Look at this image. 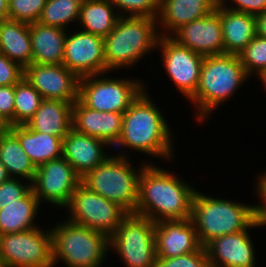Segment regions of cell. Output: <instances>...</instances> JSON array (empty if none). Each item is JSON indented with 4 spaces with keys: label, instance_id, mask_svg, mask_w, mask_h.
<instances>
[{
    "label": "cell",
    "instance_id": "cell-43",
    "mask_svg": "<svg viewBox=\"0 0 266 267\" xmlns=\"http://www.w3.org/2000/svg\"><path fill=\"white\" fill-rule=\"evenodd\" d=\"M11 177L9 176L4 164L0 161V184L7 181Z\"/></svg>",
    "mask_w": 266,
    "mask_h": 267
},
{
    "label": "cell",
    "instance_id": "cell-37",
    "mask_svg": "<svg viewBox=\"0 0 266 267\" xmlns=\"http://www.w3.org/2000/svg\"><path fill=\"white\" fill-rule=\"evenodd\" d=\"M24 76V68L0 52V86H11Z\"/></svg>",
    "mask_w": 266,
    "mask_h": 267
},
{
    "label": "cell",
    "instance_id": "cell-27",
    "mask_svg": "<svg viewBox=\"0 0 266 267\" xmlns=\"http://www.w3.org/2000/svg\"><path fill=\"white\" fill-rule=\"evenodd\" d=\"M40 207L32 189L16 203L5 205L0 209V235L28 231L40 226L35 223Z\"/></svg>",
    "mask_w": 266,
    "mask_h": 267
},
{
    "label": "cell",
    "instance_id": "cell-12",
    "mask_svg": "<svg viewBox=\"0 0 266 267\" xmlns=\"http://www.w3.org/2000/svg\"><path fill=\"white\" fill-rule=\"evenodd\" d=\"M80 182L81 178L73 167L64 157H60L36 167L31 189L40 204L46 202L57 208H65Z\"/></svg>",
    "mask_w": 266,
    "mask_h": 267
},
{
    "label": "cell",
    "instance_id": "cell-26",
    "mask_svg": "<svg viewBox=\"0 0 266 267\" xmlns=\"http://www.w3.org/2000/svg\"><path fill=\"white\" fill-rule=\"evenodd\" d=\"M9 129L18 137L22 148L35 167L62 157L63 138L34 131L26 124L12 126Z\"/></svg>",
    "mask_w": 266,
    "mask_h": 267
},
{
    "label": "cell",
    "instance_id": "cell-17",
    "mask_svg": "<svg viewBox=\"0 0 266 267\" xmlns=\"http://www.w3.org/2000/svg\"><path fill=\"white\" fill-rule=\"evenodd\" d=\"M178 44L204 57L224 54V41L219 13L183 25L171 36Z\"/></svg>",
    "mask_w": 266,
    "mask_h": 267
},
{
    "label": "cell",
    "instance_id": "cell-34",
    "mask_svg": "<svg viewBox=\"0 0 266 267\" xmlns=\"http://www.w3.org/2000/svg\"><path fill=\"white\" fill-rule=\"evenodd\" d=\"M120 16L157 19L160 0H110Z\"/></svg>",
    "mask_w": 266,
    "mask_h": 267
},
{
    "label": "cell",
    "instance_id": "cell-4",
    "mask_svg": "<svg viewBox=\"0 0 266 267\" xmlns=\"http://www.w3.org/2000/svg\"><path fill=\"white\" fill-rule=\"evenodd\" d=\"M160 37L156 19L120 16L104 38L106 73L135 66L147 54L157 51Z\"/></svg>",
    "mask_w": 266,
    "mask_h": 267
},
{
    "label": "cell",
    "instance_id": "cell-45",
    "mask_svg": "<svg viewBox=\"0 0 266 267\" xmlns=\"http://www.w3.org/2000/svg\"><path fill=\"white\" fill-rule=\"evenodd\" d=\"M9 126L3 121V119L0 117V134L2 132H5Z\"/></svg>",
    "mask_w": 266,
    "mask_h": 267
},
{
    "label": "cell",
    "instance_id": "cell-2",
    "mask_svg": "<svg viewBox=\"0 0 266 267\" xmlns=\"http://www.w3.org/2000/svg\"><path fill=\"white\" fill-rule=\"evenodd\" d=\"M145 88L123 113L122 133L113 146L123 149L139 151L150 157L171 161L175 158L172 144L174 140L170 124L164 118L159 106Z\"/></svg>",
    "mask_w": 266,
    "mask_h": 267
},
{
    "label": "cell",
    "instance_id": "cell-23",
    "mask_svg": "<svg viewBox=\"0 0 266 267\" xmlns=\"http://www.w3.org/2000/svg\"><path fill=\"white\" fill-rule=\"evenodd\" d=\"M32 43V63L39 65L63 64L67 30L33 22L29 24Z\"/></svg>",
    "mask_w": 266,
    "mask_h": 267
},
{
    "label": "cell",
    "instance_id": "cell-10",
    "mask_svg": "<svg viewBox=\"0 0 266 267\" xmlns=\"http://www.w3.org/2000/svg\"><path fill=\"white\" fill-rule=\"evenodd\" d=\"M0 267H53L51 228L0 235Z\"/></svg>",
    "mask_w": 266,
    "mask_h": 267
},
{
    "label": "cell",
    "instance_id": "cell-18",
    "mask_svg": "<svg viewBox=\"0 0 266 267\" xmlns=\"http://www.w3.org/2000/svg\"><path fill=\"white\" fill-rule=\"evenodd\" d=\"M157 258H173L198 251L199 241L191 218L155 223Z\"/></svg>",
    "mask_w": 266,
    "mask_h": 267
},
{
    "label": "cell",
    "instance_id": "cell-11",
    "mask_svg": "<svg viewBox=\"0 0 266 267\" xmlns=\"http://www.w3.org/2000/svg\"><path fill=\"white\" fill-rule=\"evenodd\" d=\"M64 209L69 211L67 220L106 234L108 237L128 215L118 204L90 190L82 182L78 184Z\"/></svg>",
    "mask_w": 266,
    "mask_h": 267
},
{
    "label": "cell",
    "instance_id": "cell-25",
    "mask_svg": "<svg viewBox=\"0 0 266 267\" xmlns=\"http://www.w3.org/2000/svg\"><path fill=\"white\" fill-rule=\"evenodd\" d=\"M0 52L22 68L32 64L29 23L3 19L0 22Z\"/></svg>",
    "mask_w": 266,
    "mask_h": 267
},
{
    "label": "cell",
    "instance_id": "cell-24",
    "mask_svg": "<svg viewBox=\"0 0 266 267\" xmlns=\"http://www.w3.org/2000/svg\"><path fill=\"white\" fill-rule=\"evenodd\" d=\"M72 104L63 100L44 99L26 125L34 131L64 138L72 129Z\"/></svg>",
    "mask_w": 266,
    "mask_h": 267
},
{
    "label": "cell",
    "instance_id": "cell-22",
    "mask_svg": "<svg viewBox=\"0 0 266 267\" xmlns=\"http://www.w3.org/2000/svg\"><path fill=\"white\" fill-rule=\"evenodd\" d=\"M215 10L220 16L224 54L239 55L257 35L255 16L228 9L219 1Z\"/></svg>",
    "mask_w": 266,
    "mask_h": 267
},
{
    "label": "cell",
    "instance_id": "cell-14",
    "mask_svg": "<svg viewBox=\"0 0 266 267\" xmlns=\"http://www.w3.org/2000/svg\"><path fill=\"white\" fill-rule=\"evenodd\" d=\"M78 29L67 31L63 65L79 78L106 73L104 38Z\"/></svg>",
    "mask_w": 266,
    "mask_h": 267
},
{
    "label": "cell",
    "instance_id": "cell-8",
    "mask_svg": "<svg viewBox=\"0 0 266 267\" xmlns=\"http://www.w3.org/2000/svg\"><path fill=\"white\" fill-rule=\"evenodd\" d=\"M109 249L126 267H155L157 261L155 223L148 218L128 214L109 237Z\"/></svg>",
    "mask_w": 266,
    "mask_h": 267
},
{
    "label": "cell",
    "instance_id": "cell-16",
    "mask_svg": "<svg viewBox=\"0 0 266 267\" xmlns=\"http://www.w3.org/2000/svg\"><path fill=\"white\" fill-rule=\"evenodd\" d=\"M256 227L264 228V225L255 221L247 230L210 241L205 246L210 267H255L256 251L249 231Z\"/></svg>",
    "mask_w": 266,
    "mask_h": 267
},
{
    "label": "cell",
    "instance_id": "cell-31",
    "mask_svg": "<svg viewBox=\"0 0 266 267\" xmlns=\"http://www.w3.org/2000/svg\"><path fill=\"white\" fill-rule=\"evenodd\" d=\"M43 97L23 77L15 84L14 126L25 125L39 109Z\"/></svg>",
    "mask_w": 266,
    "mask_h": 267
},
{
    "label": "cell",
    "instance_id": "cell-40",
    "mask_svg": "<svg viewBox=\"0 0 266 267\" xmlns=\"http://www.w3.org/2000/svg\"><path fill=\"white\" fill-rule=\"evenodd\" d=\"M263 174L257 176L256 181V194L259 197L260 203L255 204V219L261 225L266 226V171Z\"/></svg>",
    "mask_w": 266,
    "mask_h": 267
},
{
    "label": "cell",
    "instance_id": "cell-33",
    "mask_svg": "<svg viewBox=\"0 0 266 267\" xmlns=\"http://www.w3.org/2000/svg\"><path fill=\"white\" fill-rule=\"evenodd\" d=\"M47 0H8L7 19L25 23L38 22Z\"/></svg>",
    "mask_w": 266,
    "mask_h": 267
},
{
    "label": "cell",
    "instance_id": "cell-19",
    "mask_svg": "<svg viewBox=\"0 0 266 267\" xmlns=\"http://www.w3.org/2000/svg\"><path fill=\"white\" fill-rule=\"evenodd\" d=\"M123 113L101 112L86 107L79 99L72 104V128L104 140L111 148L122 133Z\"/></svg>",
    "mask_w": 266,
    "mask_h": 267
},
{
    "label": "cell",
    "instance_id": "cell-5",
    "mask_svg": "<svg viewBox=\"0 0 266 267\" xmlns=\"http://www.w3.org/2000/svg\"><path fill=\"white\" fill-rule=\"evenodd\" d=\"M199 241L205 247L214 238L247 230L255 221L253 204L213 197L196 190L191 210Z\"/></svg>",
    "mask_w": 266,
    "mask_h": 267
},
{
    "label": "cell",
    "instance_id": "cell-32",
    "mask_svg": "<svg viewBox=\"0 0 266 267\" xmlns=\"http://www.w3.org/2000/svg\"><path fill=\"white\" fill-rule=\"evenodd\" d=\"M238 57L249 78L266 71V39L256 35Z\"/></svg>",
    "mask_w": 266,
    "mask_h": 267
},
{
    "label": "cell",
    "instance_id": "cell-9",
    "mask_svg": "<svg viewBox=\"0 0 266 267\" xmlns=\"http://www.w3.org/2000/svg\"><path fill=\"white\" fill-rule=\"evenodd\" d=\"M108 73L81 77L78 99L88 108L101 112L124 113L146 88L139 79L110 78ZM104 75V76H103Z\"/></svg>",
    "mask_w": 266,
    "mask_h": 267
},
{
    "label": "cell",
    "instance_id": "cell-20",
    "mask_svg": "<svg viewBox=\"0 0 266 267\" xmlns=\"http://www.w3.org/2000/svg\"><path fill=\"white\" fill-rule=\"evenodd\" d=\"M106 146L110 147L104 140L79 133L72 128L62 140V157L82 178L110 156L104 150L107 149Z\"/></svg>",
    "mask_w": 266,
    "mask_h": 267
},
{
    "label": "cell",
    "instance_id": "cell-6",
    "mask_svg": "<svg viewBox=\"0 0 266 267\" xmlns=\"http://www.w3.org/2000/svg\"><path fill=\"white\" fill-rule=\"evenodd\" d=\"M125 151L110 154L100 165L81 178L90 190L118 204L128 214H134L138 201L139 178L144 162L138 170ZM130 158V160H129ZM146 163V164H145Z\"/></svg>",
    "mask_w": 266,
    "mask_h": 267
},
{
    "label": "cell",
    "instance_id": "cell-38",
    "mask_svg": "<svg viewBox=\"0 0 266 267\" xmlns=\"http://www.w3.org/2000/svg\"><path fill=\"white\" fill-rule=\"evenodd\" d=\"M15 85L0 86V117L9 126H14Z\"/></svg>",
    "mask_w": 266,
    "mask_h": 267
},
{
    "label": "cell",
    "instance_id": "cell-15",
    "mask_svg": "<svg viewBox=\"0 0 266 267\" xmlns=\"http://www.w3.org/2000/svg\"><path fill=\"white\" fill-rule=\"evenodd\" d=\"M43 99L78 100L80 78L63 64L39 65L32 63L24 68L23 76Z\"/></svg>",
    "mask_w": 266,
    "mask_h": 267
},
{
    "label": "cell",
    "instance_id": "cell-30",
    "mask_svg": "<svg viewBox=\"0 0 266 267\" xmlns=\"http://www.w3.org/2000/svg\"><path fill=\"white\" fill-rule=\"evenodd\" d=\"M82 1L83 0H47L38 22L43 25L67 30V28H69V23L78 22Z\"/></svg>",
    "mask_w": 266,
    "mask_h": 267
},
{
    "label": "cell",
    "instance_id": "cell-35",
    "mask_svg": "<svg viewBox=\"0 0 266 267\" xmlns=\"http://www.w3.org/2000/svg\"><path fill=\"white\" fill-rule=\"evenodd\" d=\"M155 267H210L207 251L201 247L198 251L173 258H157Z\"/></svg>",
    "mask_w": 266,
    "mask_h": 267
},
{
    "label": "cell",
    "instance_id": "cell-1",
    "mask_svg": "<svg viewBox=\"0 0 266 267\" xmlns=\"http://www.w3.org/2000/svg\"><path fill=\"white\" fill-rule=\"evenodd\" d=\"M160 167L148 163L142 169L134 214L154 223L191 218L192 201L197 189L178 174Z\"/></svg>",
    "mask_w": 266,
    "mask_h": 267
},
{
    "label": "cell",
    "instance_id": "cell-28",
    "mask_svg": "<svg viewBox=\"0 0 266 267\" xmlns=\"http://www.w3.org/2000/svg\"><path fill=\"white\" fill-rule=\"evenodd\" d=\"M120 18L110 0H83L78 25L84 32L105 38Z\"/></svg>",
    "mask_w": 266,
    "mask_h": 267
},
{
    "label": "cell",
    "instance_id": "cell-29",
    "mask_svg": "<svg viewBox=\"0 0 266 267\" xmlns=\"http://www.w3.org/2000/svg\"><path fill=\"white\" fill-rule=\"evenodd\" d=\"M0 161L11 178L33 182L36 167L21 146L18 137L8 128L0 134Z\"/></svg>",
    "mask_w": 266,
    "mask_h": 267
},
{
    "label": "cell",
    "instance_id": "cell-21",
    "mask_svg": "<svg viewBox=\"0 0 266 267\" xmlns=\"http://www.w3.org/2000/svg\"><path fill=\"white\" fill-rule=\"evenodd\" d=\"M218 1L160 0L159 12L156 19L158 28L160 29V35L171 36L183 25L208 16L215 10Z\"/></svg>",
    "mask_w": 266,
    "mask_h": 267
},
{
    "label": "cell",
    "instance_id": "cell-36",
    "mask_svg": "<svg viewBox=\"0 0 266 267\" xmlns=\"http://www.w3.org/2000/svg\"><path fill=\"white\" fill-rule=\"evenodd\" d=\"M23 180L10 178L0 184V209L7 204L16 203L31 190V182Z\"/></svg>",
    "mask_w": 266,
    "mask_h": 267
},
{
    "label": "cell",
    "instance_id": "cell-42",
    "mask_svg": "<svg viewBox=\"0 0 266 267\" xmlns=\"http://www.w3.org/2000/svg\"><path fill=\"white\" fill-rule=\"evenodd\" d=\"M8 16V0H0V17L7 19Z\"/></svg>",
    "mask_w": 266,
    "mask_h": 267
},
{
    "label": "cell",
    "instance_id": "cell-44",
    "mask_svg": "<svg viewBox=\"0 0 266 267\" xmlns=\"http://www.w3.org/2000/svg\"><path fill=\"white\" fill-rule=\"evenodd\" d=\"M257 78L261 80L262 86L264 85L263 87L266 89V71L260 73Z\"/></svg>",
    "mask_w": 266,
    "mask_h": 267
},
{
    "label": "cell",
    "instance_id": "cell-3",
    "mask_svg": "<svg viewBox=\"0 0 266 267\" xmlns=\"http://www.w3.org/2000/svg\"><path fill=\"white\" fill-rule=\"evenodd\" d=\"M250 79L238 55L221 54L203 59L196 92L188 99L196 109L197 122L207 118ZM209 116V117H208Z\"/></svg>",
    "mask_w": 266,
    "mask_h": 267
},
{
    "label": "cell",
    "instance_id": "cell-41",
    "mask_svg": "<svg viewBox=\"0 0 266 267\" xmlns=\"http://www.w3.org/2000/svg\"><path fill=\"white\" fill-rule=\"evenodd\" d=\"M257 35L266 39V11L255 16Z\"/></svg>",
    "mask_w": 266,
    "mask_h": 267
},
{
    "label": "cell",
    "instance_id": "cell-13",
    "mask_svg": "<svg viewBox=\"0 0 266 267\" xmlns=\"http://www.w3.org/2000/svg\"><path fill=\"white\" fill-rule=\"evenodd\" d=\"M157 50L161 51L162 66L176 90L188 100L198 87L204 56L178 44L170 36L159 38Z\"/></svg>",
    "mask_w": 266,
    "mask_h": 267
},
{
    "label": "cell",
    "instance_id": "cell-39",
    "mask_svg": "<svg viewBox=\"0 0 266 267\" xmlns=\"http://www.w3.org/2000/svg\"><path fill=\"white\" fill-rule=\"evenodd\" d=\"M229 1L231 4L233 2V6H230ZM219 2L228 9L248 13L254 16L266 11V0H219Z\"/></svg>",
    "mask_w": 266,
    "mask_h": 267
},
{
    "label": "cell",
    "instance_id": "cell-7",
    "mask_svg": "<svg viewBox=\"0 0 266 267\" xmlns=\"http://www.w3.org/2000/svg\"><path fill=\"white\" fill-rule=\"evenodd\" d=\"M58 224V225H57ZM51 227L53 267H102L109 250V237L69 220Z\"/></svg>",
    "mask_w": 266,
    "mask_h": 267
}]
</instances>
